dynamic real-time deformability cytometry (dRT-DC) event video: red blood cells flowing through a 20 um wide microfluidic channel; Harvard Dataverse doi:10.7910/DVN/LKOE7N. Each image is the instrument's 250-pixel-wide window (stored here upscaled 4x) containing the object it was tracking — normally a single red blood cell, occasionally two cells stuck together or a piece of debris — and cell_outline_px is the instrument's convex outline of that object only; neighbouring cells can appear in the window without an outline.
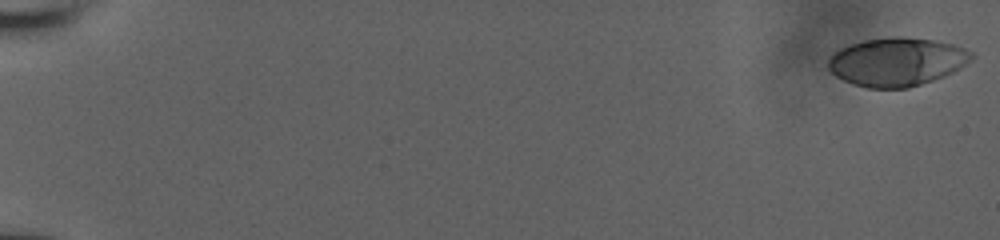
{"species": "human", "species_latin": "Homo sapiens", "temperature_condition": "room temperature", "stored_images_in_passage": 25, "camera_frame_rate_fps": 3000, "um_per_image_px": 0.085, "donor": {"sex": "male"}, "frame": {"image": 1, "passage_image": 1, "time_ms": 0.0, "image_size_px": [1000, 240], "cell_outline_px": [[976, 56], [972, 60], [960, 68], [944, 76], [908, 88], [868, 88], [852, 84], [836, 76], [828, 68], [828, 60], [840, 48], [864, 40], [892, 36], [900, 36], [936, 40], [952, 44], [964, 48], [972, 52]], "centroid_in_image_um": [76.26, 5.25], "position_along_channel_um": 8.7, "area_um2": 40.4}}
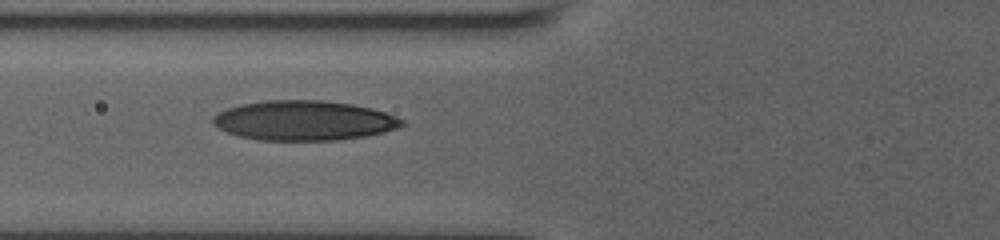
{"frame": {"image": 2, "passage_image": 18, "time_ms": 8.0, "image_size_px": [1000, 240], "cell_outline_px": [[404, 124], [396, 128], [384, 132], [364, 136], [336, 140], [260, 140], [240, 136], [228, 132], [212, 124], [212, 116], [216, 112], [240, 104], [264, 100], [324, 100], [352, 104], [372, 108], [396, 116], [404, 120]], "centroid_in_image_um": [25.81, 10.23], "position_along_channel_um": 100.0, "area_um2": 43.81}}
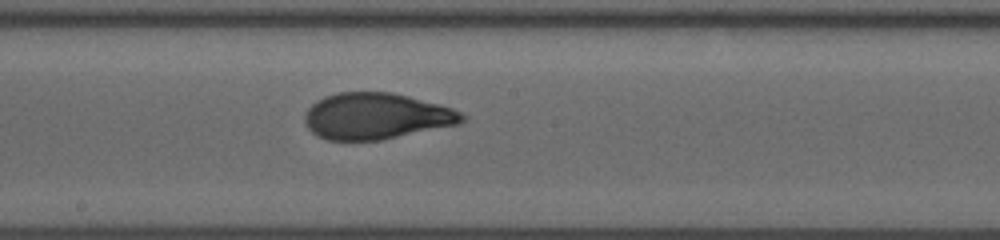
{"frame": {"image": 3, "passage_image": 25, "time_ms": 11.0, "image_size_px": [1000, 240], "cell_outline_px": [[464, 120], [456, 124], [380, 140], [328, 140], [316, 136], [308, 128], [304, 120], [304, 116], [308, 108], [316, 100], [324, 96], [336, 92], [392, 92], [408, 96], [452, 108], [460, 112], [464, 116]], "centroid_in_image_um": [31.9, 9.86], "position_along_channel_um": 216.3, "area_um2": 42.08}}